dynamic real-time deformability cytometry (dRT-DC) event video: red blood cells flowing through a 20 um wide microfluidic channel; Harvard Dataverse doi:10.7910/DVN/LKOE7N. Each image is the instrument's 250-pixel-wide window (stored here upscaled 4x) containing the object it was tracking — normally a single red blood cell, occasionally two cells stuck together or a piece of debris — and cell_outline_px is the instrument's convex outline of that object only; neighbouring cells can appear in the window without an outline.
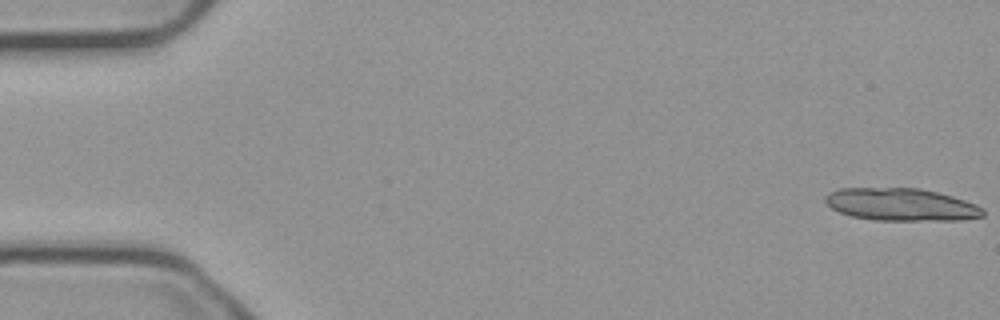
{"species": "common noctule bat (a hibernating species)", "species_latin": "Nyctalus noctula", "temperature_condition": "cold", "stored_images_in_passage": 16, "camera_frame_rate_fps": 3000, "um_per_image_px": 0.085, "animal": {"sex": "male", "body_mass_g": 23.1, "forearm_length_mm": 52.7}, "frame": {"image": 1, "passage_image": 1, "time_ms": 0.0, "image_size_px": [1000, 320], "cell_outline_px": [[984, 216], [960, 220], [876, 220], [852, 216], [840, 212], [832, 208], [824, 200], [824, 196], [828, 192], [840, 188], [920, 188], [952, 196], [976, 204], [984, 212]], "centroid_in_image_um": [76.57, 17.38], "position_along_channel_um": 8.4, "area_um2": 29.77}}